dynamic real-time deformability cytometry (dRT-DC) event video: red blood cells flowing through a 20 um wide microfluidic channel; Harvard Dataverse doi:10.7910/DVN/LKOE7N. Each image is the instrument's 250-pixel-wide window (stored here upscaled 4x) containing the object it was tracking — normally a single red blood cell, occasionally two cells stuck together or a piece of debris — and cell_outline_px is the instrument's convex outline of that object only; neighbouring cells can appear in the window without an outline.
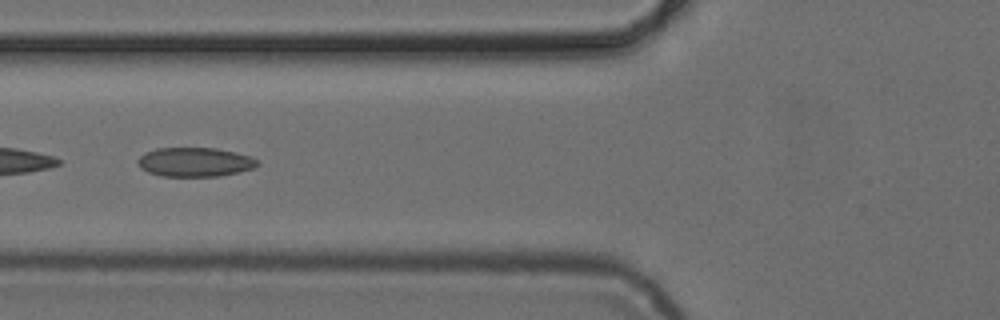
{"species": "common noctule bat (a hibernating species)", "species_latin": "Nyctalus noctula", "temperature_condition": "cold", "stored_images_in_passage": 5, "camera_frame_rate_fps": 3000, "um_per_image_px": 0.085, "animal": {"sex": "female", "body_mass_g": 24.6, "forearm_length_mm": 56.2}, "frame": {"image": 1, "passage_image": 5, "time_ms": 4.333, "image_size_px": [1000, 320], "cell_outline_px": [[260, 164], [252, 168], [240, 172], [220, 176], [160, 176], [148, 172], [140, 168], [136, 164], [136, 160], [144, 152], [156, 148], [216, 148], [236, 152], [252, 156], [260, 160]], "centroid_in_image_um": [16.57, 13.77], "position_along_channel_um": 109.2, "area_um2": 20.69}}